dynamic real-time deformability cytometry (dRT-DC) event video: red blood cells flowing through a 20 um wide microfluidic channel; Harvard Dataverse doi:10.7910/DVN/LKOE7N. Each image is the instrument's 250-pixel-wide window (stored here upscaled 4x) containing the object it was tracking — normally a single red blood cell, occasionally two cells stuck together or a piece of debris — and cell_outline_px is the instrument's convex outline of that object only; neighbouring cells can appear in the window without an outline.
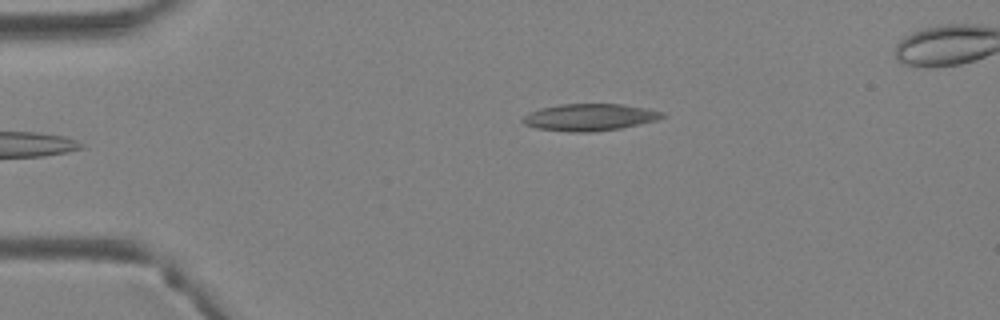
{"species": "Egyptian fruit bat (a non-hibernating species)", "species_latin": "Rousettus aegyptiacus", "temperature_condition": "warm", "stored_images_in_passage": 4, "camera_frame_rate_fps": 3000, "um_per_image_px": 0.085, "animal": {"sex": "female"}, "frame": {"image": 1, "passage_image": 4, "time_ms": 1.0, "image_size_px": [1000, 320], "cell_outline_px": [[664, 116], [656, 120], [620, 128], [592, 132], [568, 132], [536, 128], [524, 124], [520, 120], [528, 112], [540, 108], [560, 104], [620, 104], [648, 108], [664, 112]], "centroid_in_image_um": [50.07, 9.96], "position_along_channel_um": 34.9, "area_um2": 21.96}}